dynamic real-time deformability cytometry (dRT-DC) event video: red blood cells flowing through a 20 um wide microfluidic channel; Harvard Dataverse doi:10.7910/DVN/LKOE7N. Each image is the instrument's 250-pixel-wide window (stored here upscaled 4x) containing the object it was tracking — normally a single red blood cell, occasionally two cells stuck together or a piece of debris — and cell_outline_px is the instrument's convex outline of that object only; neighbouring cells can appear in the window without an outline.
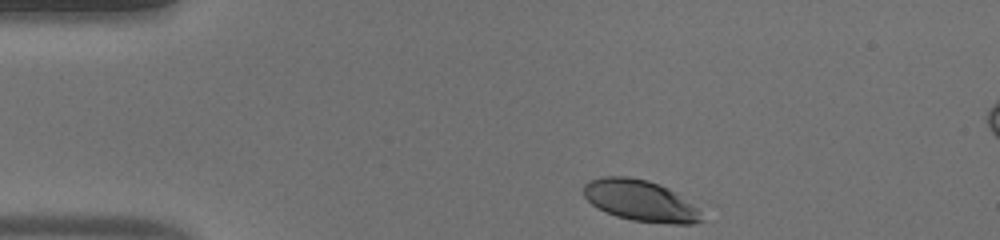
{"species": "human", "species_latin": "Homo sapiens", "temperature_condition": "warm", "stored_images_in_passage": 35, "camera_frame_rate_fps": 3000, "um_per_image_px": 0.085, "donor": {"sex": "male"}, "frame": {"image": 1, "passage_image": 1, "time_ms": 0.0, "image_size_px": [1000, 240], "cell_outline_px": [[704, 220], [692, 224], [668, 224], [632, 220], [616, 216], [596, 208], [584, 196], [584, 184], [588, 180], [604, 176], [628, 176], [648, 180], [668, 188], [696, 208], [700, 212]], "centroid_in_image_um": [54.38, 17.06], "position_along_channel_um": 30.6, "area_um2": 28.15}}
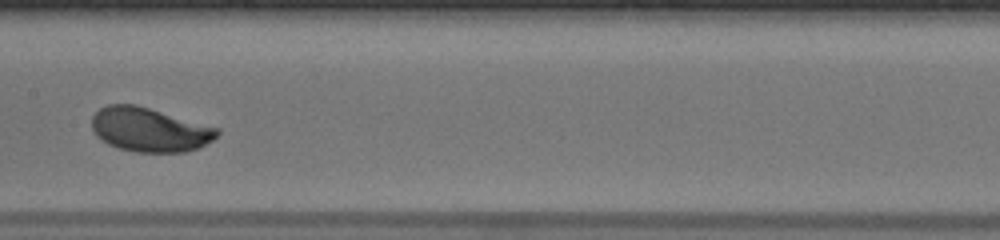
{"frame": {"image": 2, "passage_image": 17, "time_ms": 5.333, "image_size_px": [1000, 240], "cell_outline_px": [[220, 132], [212, 140], [200, 148], [184, 152], [136, 152], [120, 148], [108, 144], [96, 136], [92, 128], [92, 116], [100, 108], [108, 104], [136, 104], [220, 128]], "centroid_in_image_um": [12.72, 11.02], "position_along_channel_um": 194.7, "area_um2": 32.31}}
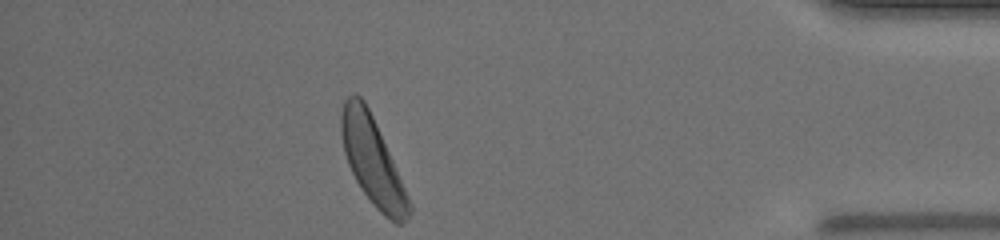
{"frame": {"image": 3, "passage_image": 35, "time_ms": 11.333, "image_size_px": [1000, 240], "cell_outline_px": [[412, 212], [408, 220], [400, 224], [396, 224], [384, 216], [376, 208], [360, 188], [348, 164], [344, 152], [340, 132], [340, 112], [344, 100], [352, 92], [356, 92], [364, 100], [376, 124], [412, 204]], "centroid_in_image_um": [31.65, 13.69], "position_along_channel_um": 403.6, "area_um2": 34.51}, "authors_computed_cell_mechanics": {"area_um2": 32.2524, "velocity_mm_per_s": 4.2093, "shape_relaxation_time_tau1_ms": 1.5314, "shape_relaxation_time_tau2_ms": null, "deformation_change_tau1": 0.1242, "deformation_change_tau2": null}}